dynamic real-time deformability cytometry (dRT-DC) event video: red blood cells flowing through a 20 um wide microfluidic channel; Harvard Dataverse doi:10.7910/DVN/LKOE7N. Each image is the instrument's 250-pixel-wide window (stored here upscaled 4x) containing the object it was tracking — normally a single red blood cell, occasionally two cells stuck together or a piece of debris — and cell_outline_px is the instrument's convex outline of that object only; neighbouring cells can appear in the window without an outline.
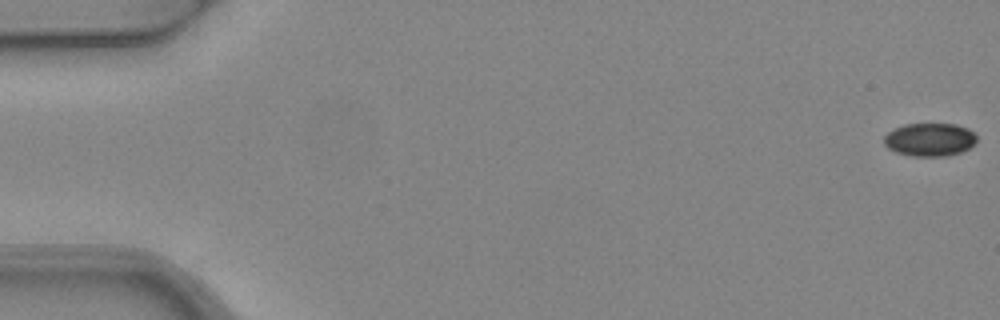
{"species": "common noctule bat (a hibernating species)", "species_latin": "Nyctalus noctula", "temperature_condition": "warm", "stored_images_in_passage": 5, "camera_frame_rate_fps": 3000, "um_per_image_px": 0.085, "animal": {"sex": "female", "body_mass_g": 24.6, "forearm_length_mm": 56.2}, "frame": {"image": 1, "passage_image": 1, "time_ms": 0.0, "image_size_px": [1000, 320], "cell_outline_px": [[976, 144], [960, 152], [948, 156], [912, 156], [896, 152], [888, 148], [884, 144], [884, 136], [888, 132], [904, 124], [956, 124], [968, 128], [976, 136]], "centroid_in_image_um": [79.03, 11.87], "position_along_channel_um": 6.0, "area_um2": 17.92}}
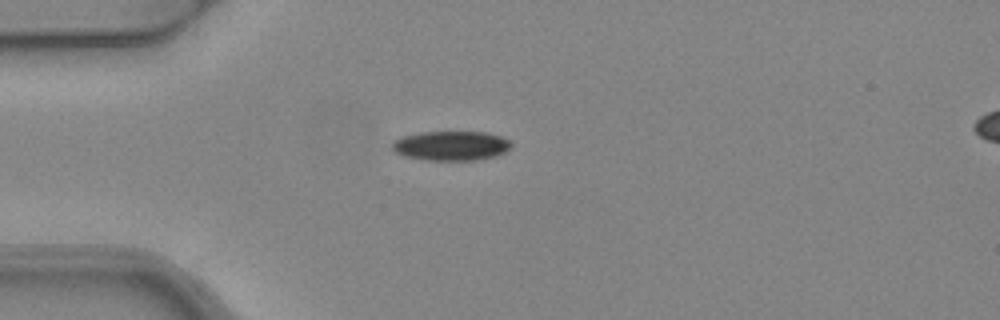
{"frame": {"image": 2, "passage_image": 5, "time_ms": 1.333, "image_size_px": [1000, 320], "cell_outline_px": [[512, 144], [504, 152], [496, 156], [476, 160], [428, 160], [404, 156], [392, 152], [392, 144], [396, 140], [404, 136], [420, 132], [484, 132], [500, 136], [508, 140]], "centroid_in_image_um": [38.32, 12.39], "position_along_channel_um": 46.7, "area_um2": 20.35}}